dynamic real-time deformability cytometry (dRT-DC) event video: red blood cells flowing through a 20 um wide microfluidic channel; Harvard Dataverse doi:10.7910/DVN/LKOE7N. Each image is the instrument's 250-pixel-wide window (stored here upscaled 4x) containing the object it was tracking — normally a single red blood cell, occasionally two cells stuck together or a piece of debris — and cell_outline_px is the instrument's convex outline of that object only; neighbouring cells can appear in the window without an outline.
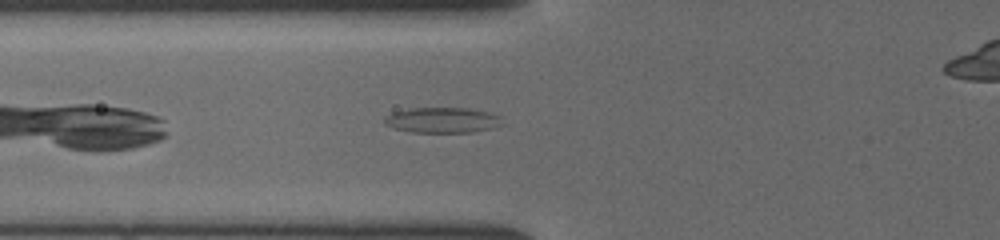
{"species": "common noctule bat (a hibernating species)", "species_latin": "Nyctalus noctula", "temperature_condition": "cold", "stored_images_in_passage": 37, "camera_frame_rate_fps": 3000, "um_per_image_px": 0.085, "animal": {"sex": "female", "body_mass_g": 19.5, "forearm_length_mm": 54.1}, "frame": {"image": 1, "passage_image": 5, "time_ms": 1.333, "image_size_px": [1000, 240], "cell_outline_px": [[504, 124], [496, 128], [472, 132], [412, 132], [392, 128], [384, 124], [384, 120], [392, 112], [412, 108], [468, 108], [488, 112], [500, 116]], "centroid_in_image_um": [37.64, 10.22], "position_along_channel_um": 88.2, "area_um2": 17.57}}
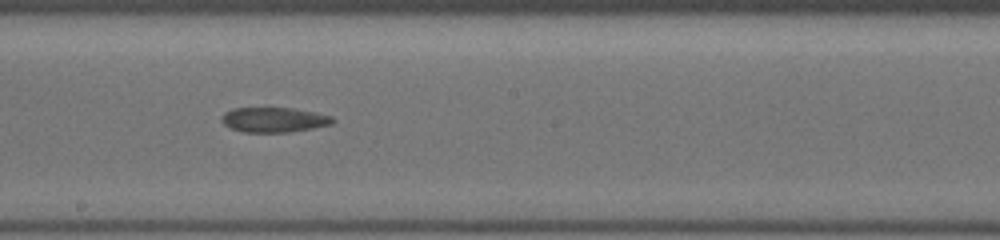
{"frame": {"image": 2, "passage_image": 15, "time_ms": 4.667, "image_size_px": [1000, 240], "cell_outline_px": [[336, 120], [332, 124], [312, 128], [288, 132], [244, 132], [228, 128], [224, 124], [224, 112], [232, 108], [292, 108], [316, 112], [332, 116]], "centroid_in_image_um": [23.32, 10.18], "position_along_channel_um": 224.9, "area_um2": 16.07}}
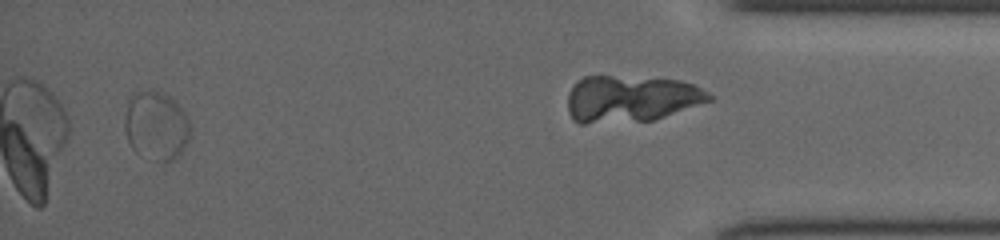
{"frame": {"image": 3, "passage_image": 34, "time_ms": 11.0, "image_size_px": [1000, 240], "cell_outline_px": [[188, 140], [180, 152], [172, 160], [160, 164], [136, 152], [132, 148], [128, 140], [124, 128], [124, 120], [128, 96], [132, 92], [152, 88], [164, 92], [176, 100], [184, 112], [188, 120]], "centroid_in_image_um": [13.22, 10.63], "position_along_channel_um": 422.0, "area_um2": 26.82}}